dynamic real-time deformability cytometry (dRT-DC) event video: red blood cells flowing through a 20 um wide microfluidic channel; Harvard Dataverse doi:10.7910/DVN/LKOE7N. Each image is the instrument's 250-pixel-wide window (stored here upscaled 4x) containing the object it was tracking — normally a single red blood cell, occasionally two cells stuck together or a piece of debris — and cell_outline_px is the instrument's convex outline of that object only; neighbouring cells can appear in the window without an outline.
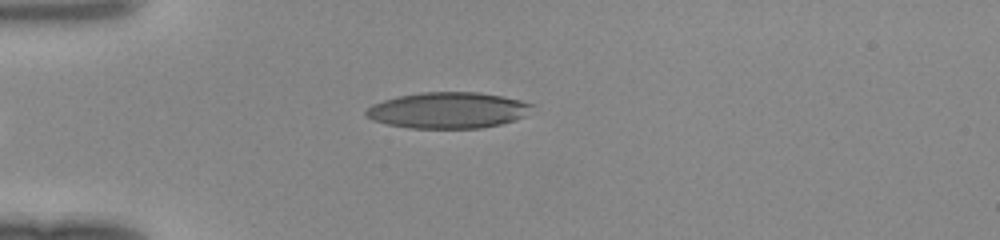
{"species": "human", "species_latin": "Homo sapiens", "temperature_condition": "room temperature", "stored_images_in_passage": 29, "camera_frame_rate_fps": 3000, "um_per_image_px": 0.085, "donor": {"sex": "female"}, "frame": {"image": 1, "passage_image": 1, "time_ms": 0.0, "image_size_px": [1000, 240], "cell_outline_px": [[536, 104], [524, 116], [516, 120], [500, 124], [480, 128], [412, 128], [388, 124], [372, 120], [364, 116], [364, 112], [372, 104], [396, 96], [420, 92], [480, 92], [504, 96]], "centroid_in_image_um": [38.08, 9.36], "position_along_channel_um": 46.9, "area_um2": 35.14}}
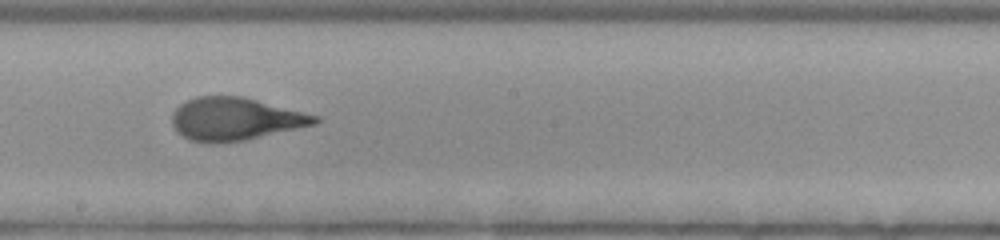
{"frame": {"image": 2, "passage_image": 15, "time_ms": 4.667, "image_size_px": [1000, 240], "cell_outline_px": [[320, 120], [316, 124], [244, 140], [208, 144], [188, 140], [176, 132], [172, 124], [172, 112], [180, 104], [196, 96], [244, 96], [320, 116]], "centroid_in_image_um": [19.97, 10.11], "position_along_channel_um": 228.2, "area_um2": 35.84}}
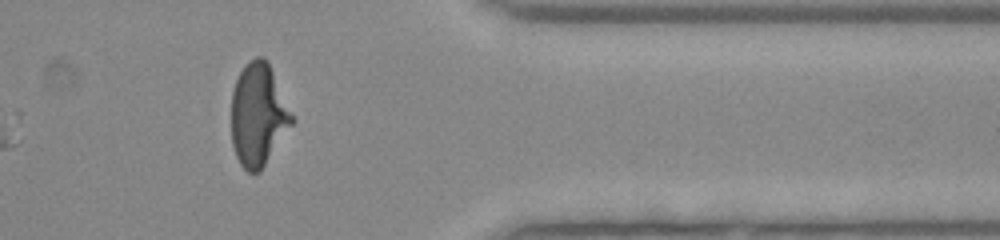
{"frame": {"image": 3, "passage_image": 27, "time_ms": 8.667, "image_size_px": [1000, 240], "cell_outline_px": [[296, 120], [260, 172], [248, 172], [240, 164], [236, 156], [232, 144], [232, 92], [236, 80], [240, 72], [248, 60], [256, 56], [264, 56], [268, 60]], "centroid_in_image_um": [21.98, 9.74], "position_along_channel_um": 389.4, "area_um2": 36.59}}